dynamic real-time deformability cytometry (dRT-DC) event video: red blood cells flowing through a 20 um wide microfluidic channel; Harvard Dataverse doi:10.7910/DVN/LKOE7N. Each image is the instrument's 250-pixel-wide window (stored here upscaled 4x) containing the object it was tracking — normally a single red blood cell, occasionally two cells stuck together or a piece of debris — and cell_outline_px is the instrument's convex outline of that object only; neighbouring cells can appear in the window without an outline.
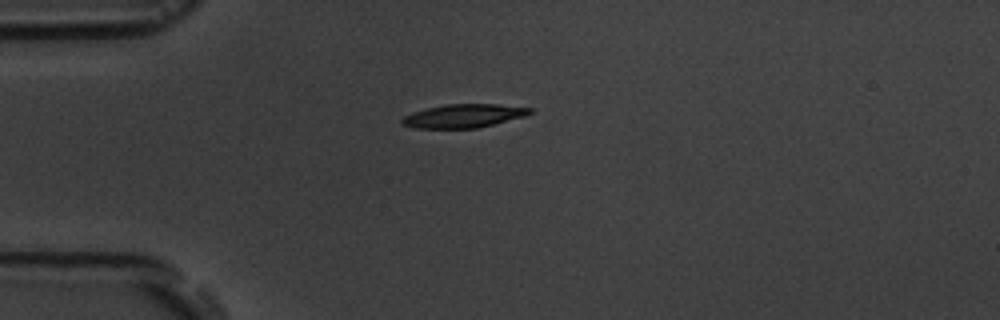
{"species": "common noctule bat (a hibernating species)", "species_latin": "Nyctalus noctula", "temperature_condition": "room temperature", "stored_images_in_passage": 5, "camera_frame_rate_fps": 3000, "um_per_image_px": 0.085, "animal": {"sex": "male", "body_mass_g": 19.5, "forearm_length_mm": 54.6}, "frame": {"image": 1, "passage_image": 1, "time_ms": 0.0, "image_size_px": [1000, 320], "cell_outline_px": [[532, 112], [524, 116], [476, 128], [412, 128], [404, 124], [400, 120], [404, 116], [412, 112], [428, 108], [448, 104], [496, 104], [532, 108]], "centroid_in_image_um": [39.38, 9.85], "position_along_channel_um": 45.6, "area_um2": 17.22}}
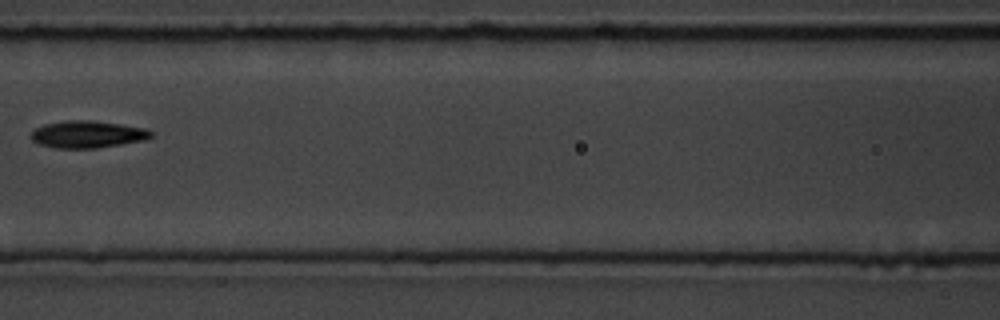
{"frame": {"image": 2, "passage_image": 4, "time_ms": 3.667, "image_size_px": [1000, 320], "cell_outline_px": [[156, 132], [152, 136], [144, 140], [96, 148], [56, 148], [40, 144], [32, 140], [28, 136], [36, 128], [44, 124], [68, 120], [88, 120], [120, 124], [144, 128]], "centroid_in_image_um": [7.43, 11.41], "position_along_channel_um": 159.2, "area_um2": 18.9}}
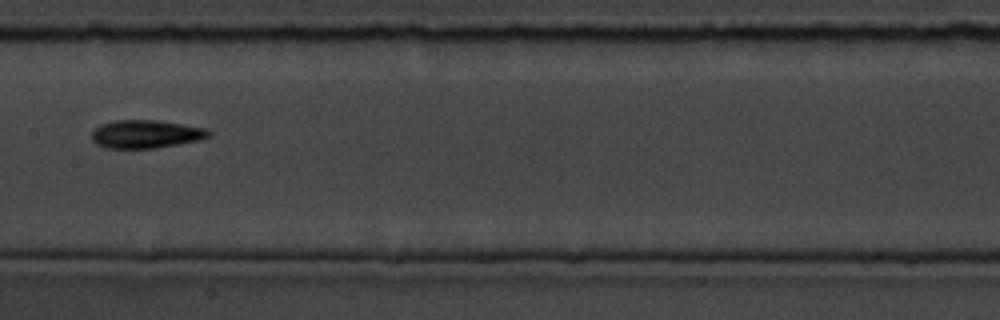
{"frame": {"image": 3, "passage_image": 5, "time_ms": 4.667, "image_size_px": [1000, 320], "cell_outline_px": [[212, 132], [208, 136], [200, 140], [156, 148], [108, 148], [96, 144], [92, 140], [92, 132], [100, 124], [116, 120], [156, 120], [204, 128]], "centroid_in_image_um": [12.37, 11.4], "position_along_channel_um": 195.0, "area_um2": 19.02}}